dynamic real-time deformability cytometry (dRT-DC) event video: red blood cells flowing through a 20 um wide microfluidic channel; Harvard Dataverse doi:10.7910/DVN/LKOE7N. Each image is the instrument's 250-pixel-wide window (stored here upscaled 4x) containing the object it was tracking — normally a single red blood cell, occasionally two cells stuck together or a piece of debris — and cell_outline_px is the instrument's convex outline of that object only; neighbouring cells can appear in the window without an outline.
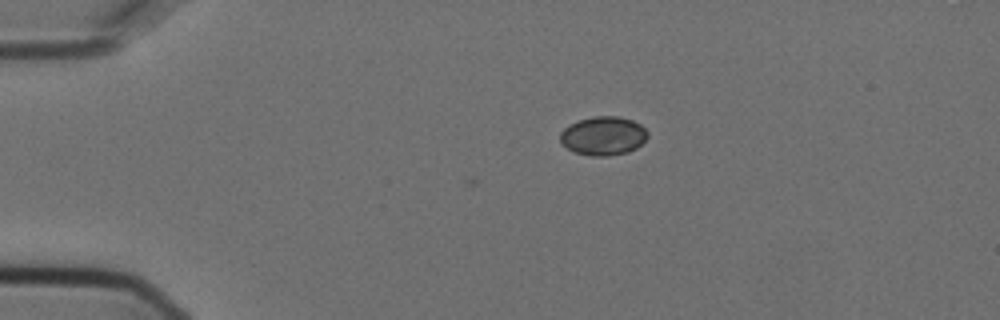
{"species": "Egyptian fruit bat (a non-hibernating species)", "species_latin": "Rousettus aegyptiacus", "temperature_condition": "cold", "stored_images_in_passage": 3, "camera_frame_rate_fps": 3000, "um_per_image_px": 0.085, "animal": {"sex": "female"}, "frame": {"image": 1, "passage_image": 1, "time_ms": 0.0, "image_size_px": [1000, 320], "cell_outline_px": [[648, 136], [636, 148], [628, 152], [608, 156], [592, 156], [576, 152], [568, 148], [560, 140], [560, 132], [564, 128], [580, 120], [592, 116], [620, 116], [632, 120], [640, 124], [648, 132]], "centroid_in_image_um": [51.3, 11.54], "position_along_channel_um": 33.7, "area_um2": 19.59}}
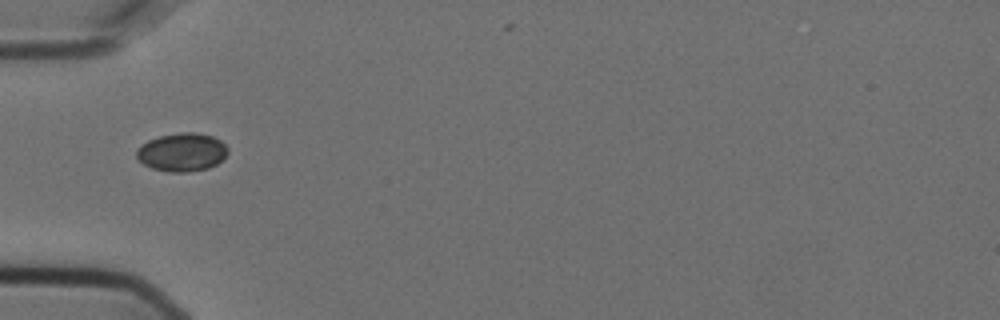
{"frame": {"image": 2, "passage_image": 3, "time_ms": 0.667, "image_size_px": [1000, 320], "cell_outline_px": [[228, 152], [216, 164], [208, 168], [188, 172], [168, 172], [152, 168], [144, 164], [136, 156], [136, 148], [148, 140], [160, 136], [180, 132], [196, 132], [212, 136], [220, 140], [228, 148]], "centroid_in_image_um": [15.45, 12.93], "position_along_channel_um": 69.5, "area_um2": 20.35}}